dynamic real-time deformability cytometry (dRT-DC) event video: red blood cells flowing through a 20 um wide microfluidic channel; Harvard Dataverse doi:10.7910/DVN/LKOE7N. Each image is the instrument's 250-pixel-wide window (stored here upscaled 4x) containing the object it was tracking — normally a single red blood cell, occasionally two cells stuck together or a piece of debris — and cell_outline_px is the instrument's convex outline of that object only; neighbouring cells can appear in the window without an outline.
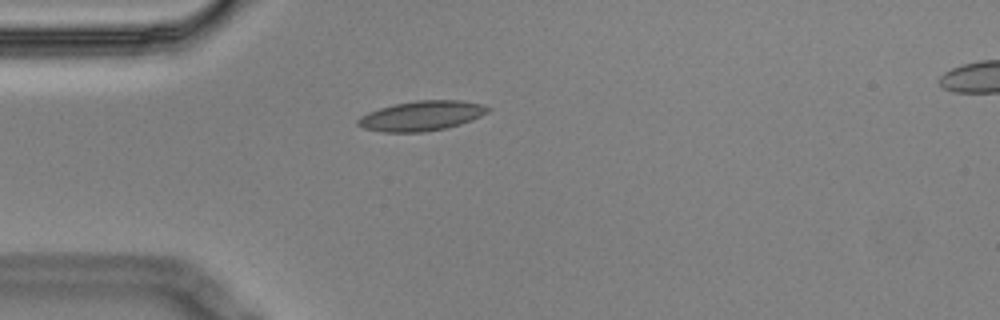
{"species": "Egyptian fruit bat (a non-hibernating species)", "species_latin": "Rousettus aegyptiacus", "temperature_condition": "cold", "stored_images_in_passage": 10, "camera_frame_rate_fps": 3000, "um_per_image_px": 0.085, "animal": {"sex": "male"}, "frame": {"image": 1, "passage_image": 5, "time_ms": 1.333, "image_size_px": [1000, 320], "cell_outline_px": [[492, 108], [488, 112], [472, 120], [448, 128], [424, 132], [384, 132], [364, 128], [356, 124], [356, 120], [360, 116], [368, 112], [380, 108], [396, 104], [416, 100], [460, 100], [480, 104]], "centroid_in_image_um": [35.83, 9.85], "position_along_channel_um": 49.2, "area_um2": 22.6}}
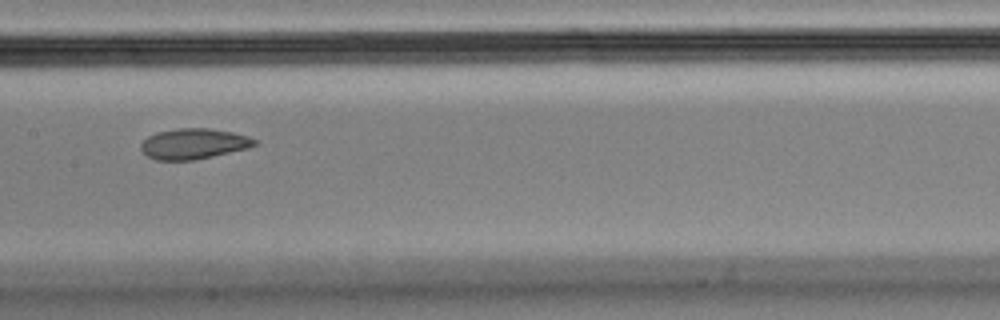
{"frame": {"image": 2, "passage_image": 9, "time_ms": 2.667, "image_size_px": [1000, 320], "cell_outline_px": [[260, 144], [248, 148], [196, 160], [156, 160], [148, 156], [140, 148], [140, 144], [148, 136], [156, 132], [180, 128], [208, 128], [232, 132], [248, 136], [256, 140]], "centroid_in_image_um": [16.48, 12.22], "position_along_channel_um": 190.9, "area_um2": 20.29}}
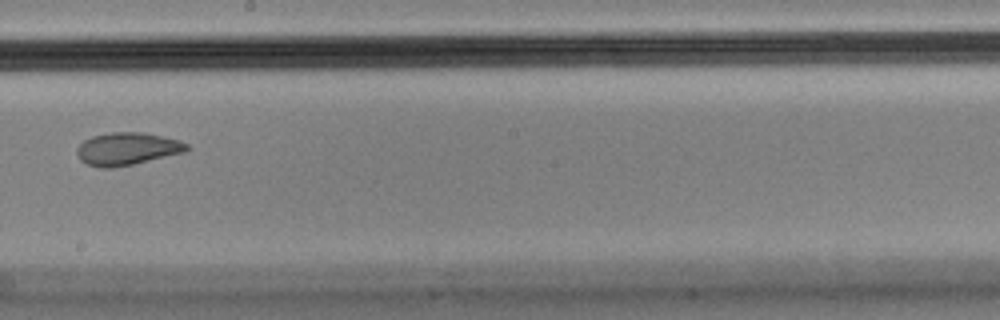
{"frame": {"image": 3, "passage_image": 10, "time_ms": 3.0, "image_size_px": [1000, 320], "cell_outline_px": [[192, 148], [184, 152], [132, 164], [112, 168], [100, 168], [88, 164], [80, 160], [76, 152], [76, 148], [84, 140], [92, 136], [112, 132], [144, 132], [180, 140], [188, 144]], "centroid_in_image_um": [10.81, 12.64], "position_along_channel_um": 237.4, "area_um2": 20.87}}